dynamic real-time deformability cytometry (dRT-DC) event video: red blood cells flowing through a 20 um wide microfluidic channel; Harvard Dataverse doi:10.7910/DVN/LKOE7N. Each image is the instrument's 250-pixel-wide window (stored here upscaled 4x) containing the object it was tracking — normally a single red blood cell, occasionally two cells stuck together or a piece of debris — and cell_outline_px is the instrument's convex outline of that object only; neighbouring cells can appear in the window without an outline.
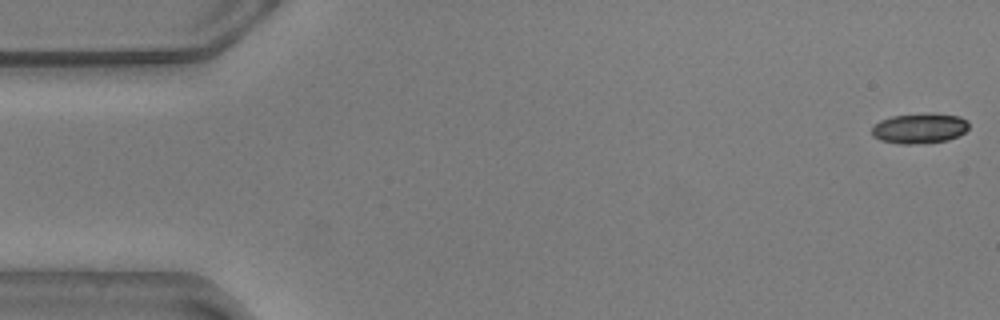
{"species": "common noctule bat (a hibernating species)", "species_latin": "Nyctalus noctula", "temperature_condition": "warm", "stored_images_in_passage": 56, "camera_frame_rate_fps": 3000, "um_per_image_px": 0.085, "animal": {"sex": "male", "body_mass_g": 20.5, "forearm_length_mm": 52.5}, "frame": {"image": 1, "passage_image": 1, "time_ms": 0.0, "image_size_px": [1000, 320], "cell_outline_px": [[968, 128], [964, 132], [948, 140], [928, 144], [900, 144], [880, 140], [872, 136], [872, 128], [880, 120], [892, 116], [932, 112], [960, 116], [968, 120]], "centroid_in_image_um": [78.18, 10.9], "position_along_channel_um": 6.8, "area_um2": 17.4}}
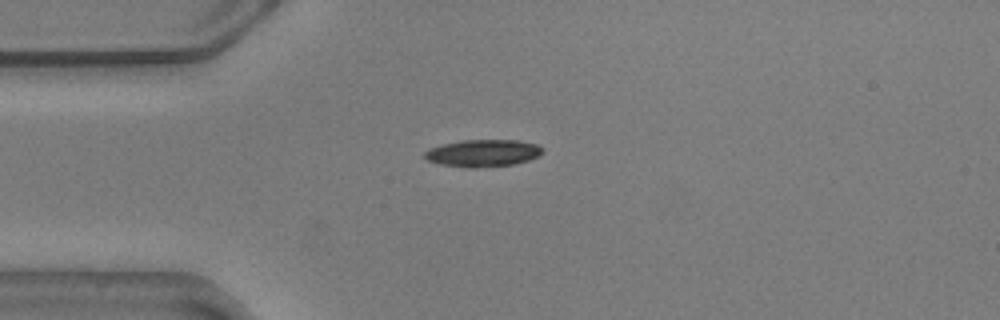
{"frame": {"image": 2, "passage_image": 14, "time_ms": 4.333, "image_size_px": [1000, 320], "cell_outline_px": [[544, 152], [540, 156], [528, 160], [512, 164], [476, 168], [468, 168], [440, 164], [428, 160], [424, 156], [424, 152], [428, 148], [444, 144], [464, 140], [516, 140], [536, 144], [544, 148]], "centroid_in_image_um": [41.07, 13.01], "position_along_channel_um": 43.9, "area_um2": 18.67}}
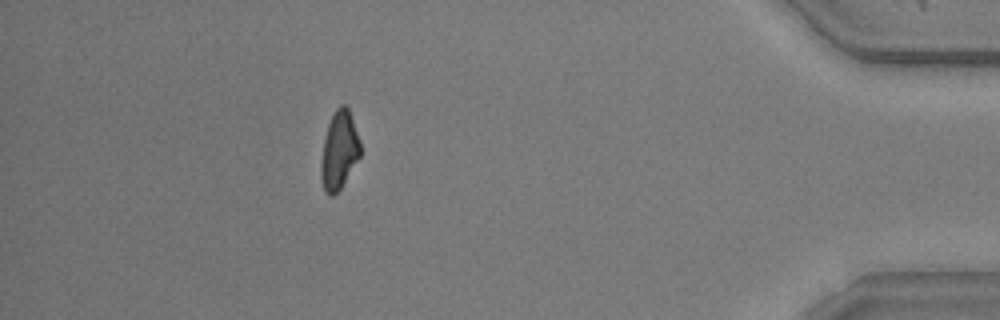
{"frame": {"image": 3, "passage_image": 50, "time_ms": 16.333, "image_size_px": [1000, 320], "cell_outline_px": [[360, 156], [340, 188], [332, 196], [328, 196], [324, 192], [320, 176], [320, 164], [324, 136], [328, 124], [336, 108], [340, 104], [344, 104], [348, 108], [360, 140]], "centroid_in_image_um": [28.8, 12.79], "position_along_channel_um": 406.4, "area_um2": 17.86}, "authors_computed_cell_mechanics": {"area_um2": 18.5538, "velocity_mm_per_s": 3.592, "shape_relaxation_time_tau1_ms": 3.7465, "shape_relaxation_time_tau2_ms": 8.6697, "deformation_change_tau1": 0.1542, "deformation_change_tau2": 0.1311}}